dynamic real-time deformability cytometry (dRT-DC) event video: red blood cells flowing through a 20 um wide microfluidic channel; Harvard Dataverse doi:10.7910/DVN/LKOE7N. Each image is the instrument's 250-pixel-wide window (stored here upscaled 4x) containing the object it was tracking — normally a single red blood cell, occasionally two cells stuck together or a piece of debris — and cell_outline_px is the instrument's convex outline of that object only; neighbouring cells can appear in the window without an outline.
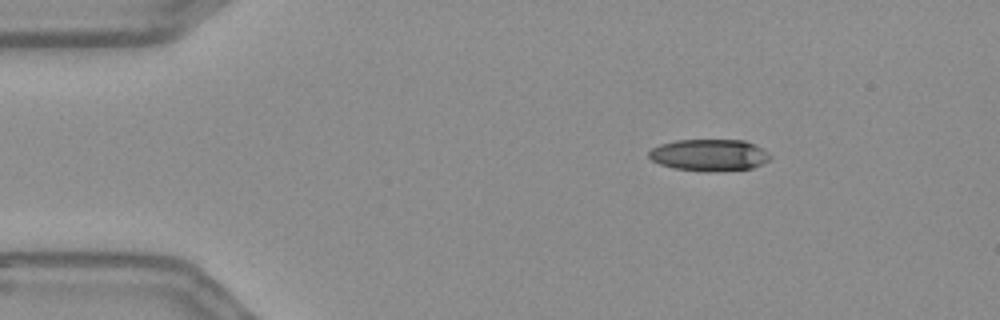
{"species": "Egyptian fruit bat (a non-hibernating species)", "species_latin": "Rousettus aegyptiacus", "temperature_condition": "warm", "stored_images_in_passage": 48, "camera_frame_rate_fps": 3000, "um_per_image_px": 0.085, "frame": {"image": 1, "passage_image": 1, "time_ms": 0.0, "image_size_px": [1000, 320], "cell_outline_px": [[772, 156], [768, 160], [752, 168], [716, 172], [704, 172], [676, 168], [660, 164], [652, 160], [648, 156], [648, 152], [652, 148], [660, 144], [676, 140], [744, 140], [756, 144], [764, 148]], "centroid_in_image_um": [60.31, 13.18], "position_along_channel_um": 24.7, "area_um2": 22.66}}
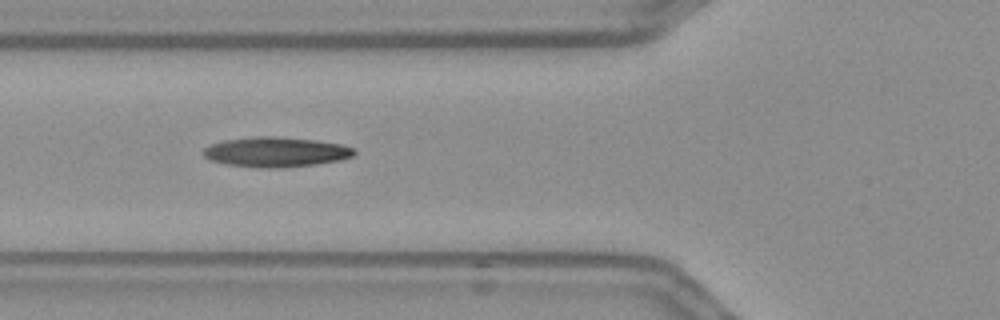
{"frame": {"image": 2, "passage_image": 13, "time_ms": 4.0, "image_size_px": [1000, 320], "cell_outline_px": [[356, 152], [352, 156], [340, 160], [316, 164], [280, 168], [256, 168], [224, 164], [208, 160], [200, 152], [204, 148], [212, 144], [224, 140], [256, 136], [272, 136], [316, 140], [340, 144], [356, 148]], "centroid_in_image_um": [23.41, 12.93], "position_along_channel_um": 102.4, "area_um2": 26.59}}
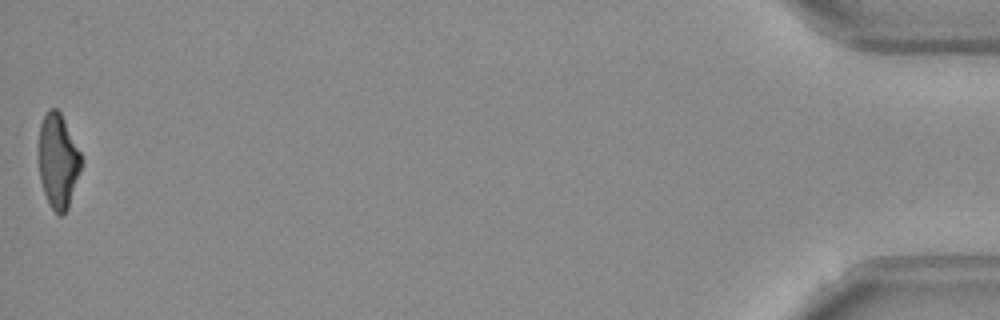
{"frame": {"image": 3, "passage_image": 48, "time_ms": 15.667, "image_size_px": [1000, 320], "cell_outline_px": [[80, 168], [68, 208], [64, 216], [60, 216], [48, 204], [40, 180], [40, 124], [48, 108], [56, 108], [60, 112], [80, 152]], "centroid_in_image_um": [4.92, 13.7], "position_along_channel_um": 430.3, "area_um2": 22.77}, "authors_computed_cell_mechanics": {"area_um2": 24.9696, "velocity_mm_per_s": 3.6561, "shape_relaxation_time_tau1_ms": 9.9266, "shape_relaxation_time_tau2_ms": 2.8592, "deformation_change_tau1": 0.2752, "deformation_change_tau2": 0.1301}}